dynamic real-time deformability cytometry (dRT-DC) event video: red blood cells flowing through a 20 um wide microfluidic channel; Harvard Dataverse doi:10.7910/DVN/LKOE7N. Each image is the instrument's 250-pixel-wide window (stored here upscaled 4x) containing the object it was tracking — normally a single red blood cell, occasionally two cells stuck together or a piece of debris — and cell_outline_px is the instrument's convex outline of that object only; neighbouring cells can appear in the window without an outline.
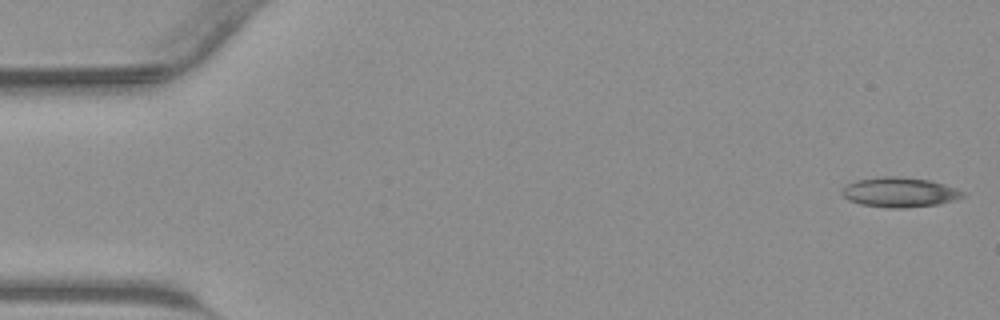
{"species": "common noctule bat (a hibernating species)", "species_latin": "Nyctalus noctula", "temperature_condition": "warm", "stored_images_in_passage": 43, "camera_frame_rate_fps": 3000, "um_per_image_px": 0.085, "animal": {"sex": "male", "body_mass_g": 23.1, "forearm_length_mm": 52.7}, "frame": {"image": 1, "passage_image": 1, "time_ms": 0.0, "image_size_px": [1000, 320], "cell_outline_px": [[968, 192], [964, 196], [952, 200], [936, 204], [904, 208], [888, 208], [860, 204], [848, 200], [840, 192], [848, 184], [856, 180], [880, 176], [896, 176], [932, 180]], "centroid_in_image_um": [76.47, 16.33], "position_along_channel_um": 8.5, "area_um2": 21.04}}
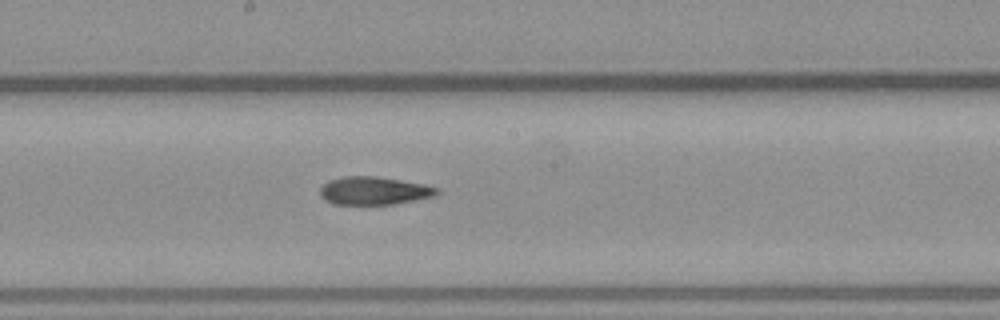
{"frame": {"image": 2, "passage_image": 23, "time_ms": 7.333, "image_size_px": [1000, 320], "cell_outline_px": [[440, 192], [436, 196], [392, 204], [332, 204], [324, 200], [320, 196], [320, 188], [328, 180], [344, 176], [376, 176], [424, 184], [440, 188]], "centroid_in_image_um": [31.79, 16.21], "position_along_channel_um": 216.4, "area_um2": 19.19}}
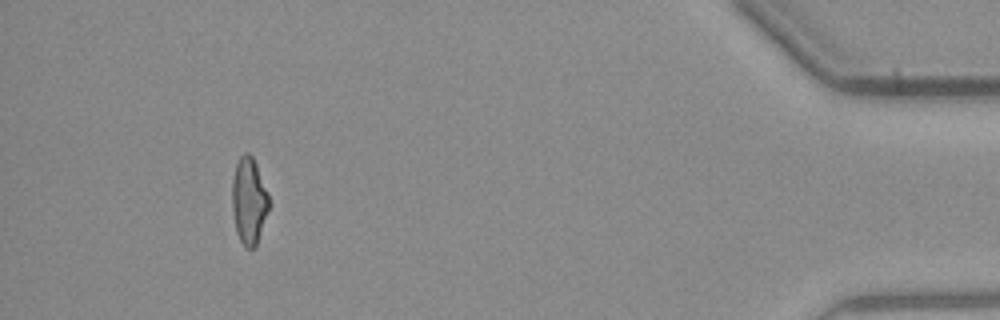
{"frame": {"image": 3, "passage_image": 40, "time_ms": 13.0, "image_size_px": [1000, 320], "cell_outline_px": [[272, 204], [256, 244], [252, 248], [244, 248], [236, 232], [232, 208], [232, 180], [236, 164], [240, 156], [244, 152], [248, 152], [252, 156], [256, 164], [268, 192]], "centroid_in_image_um": [21.18, 17.07], "position_along_channel_um": 414.0, "area_um2": 18.9}}